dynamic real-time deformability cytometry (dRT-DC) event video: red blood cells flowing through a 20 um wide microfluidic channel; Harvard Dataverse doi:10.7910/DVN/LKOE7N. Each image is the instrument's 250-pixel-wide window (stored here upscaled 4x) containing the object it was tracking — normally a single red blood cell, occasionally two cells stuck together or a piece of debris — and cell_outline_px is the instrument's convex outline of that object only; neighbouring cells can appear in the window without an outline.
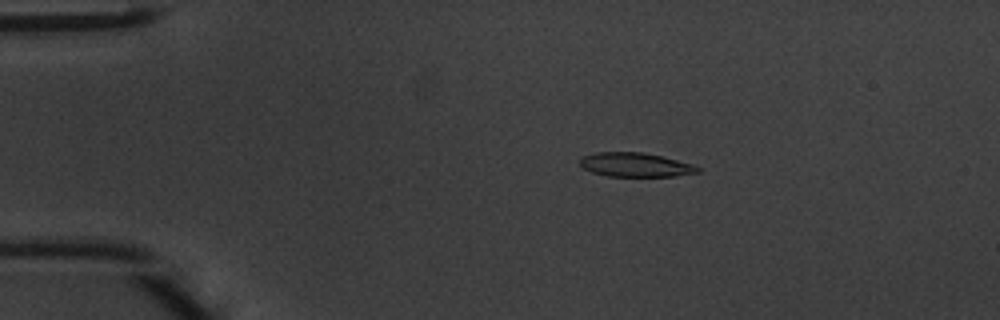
{"species": "common noctule bat (a hibernating species)", "species_latin": "Nyctalus noctula", "temperature_condition": "warm", "stored_images_in_passage": 42, "camera_frame_rate_fps": 3000, "um_per_image_px": 0.085, "animal": {"sex": "male", "body_mass_g": 20.1, "forearm_length_mm": 53.5}, "frame": {"image": 1, "passage_image": 4, "time_ms": 1.0, "image_size_px": [1000, 320], "cell_outline_px": [[684, 172], [668, 176], [616, 176], [596, 172], [588, 168], [588, 156], [608, 152], [632, 152], [660, 156], [684, 164]], "centroid_in_image_um": [53.86, 14.0], "position_along_channel_um": 31.1, "area_um2": 13.7}}
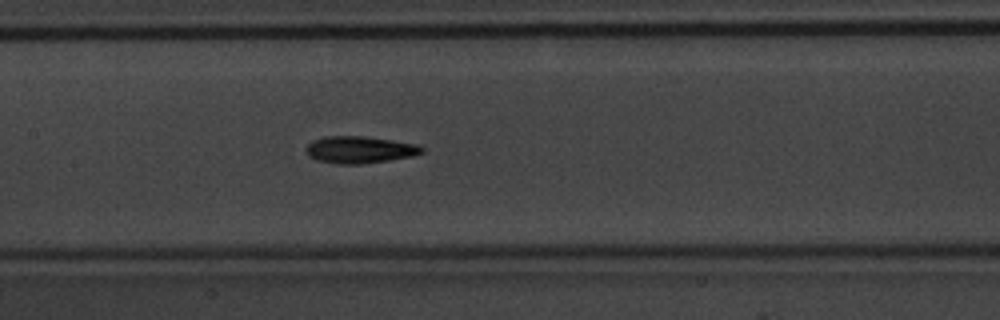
{"frame": {"image": 2, "passage_image": 18, "time_ms": 5.667, "image_size_px": [1000, 320], "cell_outline_px": [[420, 152], [404, 156], [380, 160], [324, 160], [312, 156], [308, 152], [308, 148], [312, 144], [320, 140], [344, 136], [384, 140], [408, 144], [420, 148]], "centroid_in_image_um": [30.56, 12.68], "position_along_channel_um": 176.8, "area_um2": 14.57}}
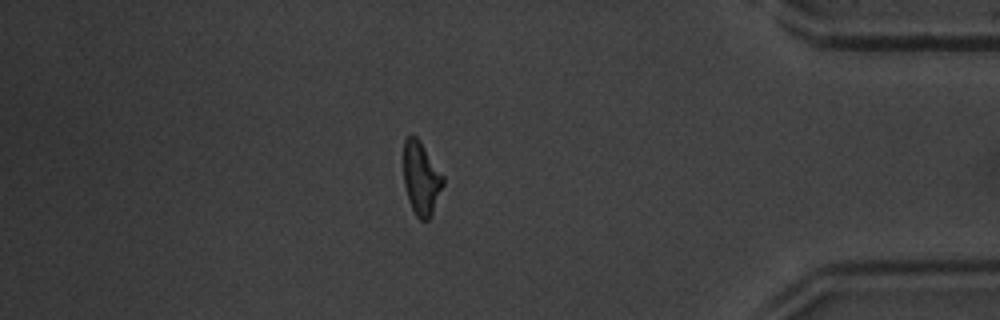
{"frame": {"image": 3, "passage_image": 36, "time_ms": 11.667, "image_size_px": [1000, 320], "cell_outline_px": [[444, 180], [428, 216], [424, 220], [416, 212], [412, 204], [408, 192], [404, 176], [404, 144], [408, 136], [412, 136], [420, 144]], "centroid_in_image_um": [35.76, 15.1], "position_along_channel_um": 399.4, "area_um2": 14.57}, "authors_computed_cell_mechanics": {"area_um2": 14.2188, "velocity_mm_per_s": 4.2689, "shape_relaxation_time_tau1_ms": 5.5792, "shape_relaxation_time_tau2_ms": null, "deformation_change_tau1": 0.1984, "deformation_change_tau2": null}}